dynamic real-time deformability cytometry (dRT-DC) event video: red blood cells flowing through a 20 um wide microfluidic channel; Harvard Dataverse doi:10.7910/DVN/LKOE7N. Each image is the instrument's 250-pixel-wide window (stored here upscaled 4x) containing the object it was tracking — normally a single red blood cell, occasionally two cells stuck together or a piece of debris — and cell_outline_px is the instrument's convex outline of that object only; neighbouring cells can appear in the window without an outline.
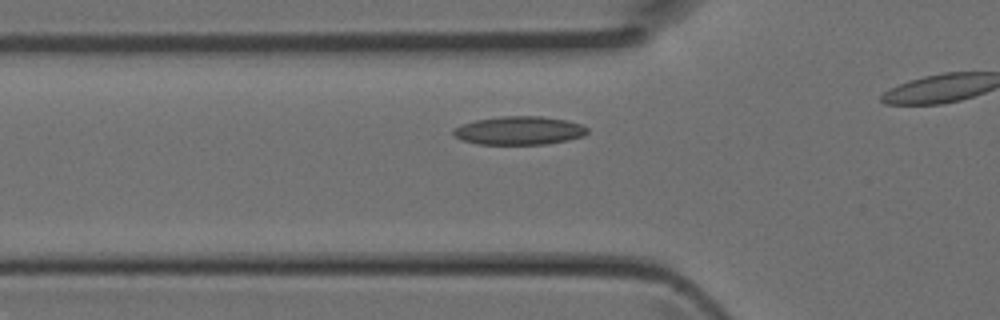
{"species": "Egyptian fruit bat (a non-hibernating species)", "species_latin": "Rousettus aegyptiacus", "temperature_condition": "room temperature", "stored_images_in_passage": 13, "camera_frame_rate_fps": 3000, "um_per_image_px": 0.085, "animal": {"sex": "female"}, "frame": {"image": 1, "passage_image": 6, "time_ms": 1.667, "image_size_px": [1000, 320], "cell_outline_px": [[588, 132], [584, 136], [568, 140], [548, 144], [476, 144], [464, 140], [456, 136], [452, 132], [452, 128], [460, 124], [476, 120], [500, 116], [544, 116], [564, 120], [580, 124], [588, 128]], "centroid_in_image_um": [44.12, 11.09], "position_along_channel_um": 81.7, "area_um2": 22.25}}
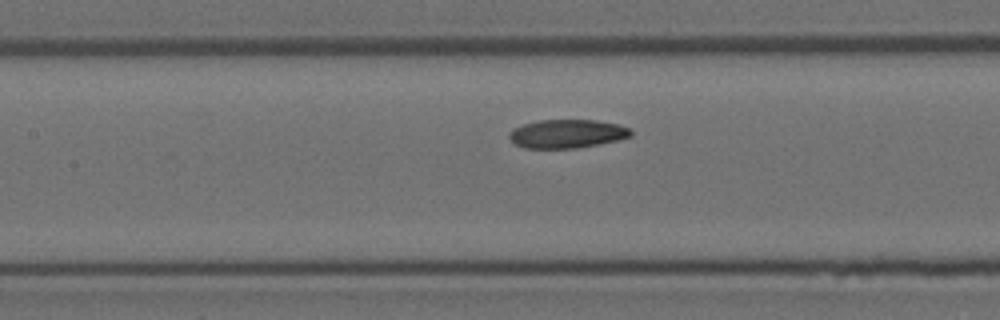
{"frame": {"image": 2, "passage_image": 11, "time_ms": 3.333, "image_size_px": [1000, 320], "cell_outline_px": [[632, 136], [600, 144], [576, 148], [524, 148], [516, 144], [508, 136], [508, 132], [512, 128], [524, 124], [540, 120], [596, 120], [620, 124], [628, 128], [632, 132]], "centroid_in_image_um": [48.19, 11.36], "position_along_channel_um": 159.2, "area_um2": 20.29}}